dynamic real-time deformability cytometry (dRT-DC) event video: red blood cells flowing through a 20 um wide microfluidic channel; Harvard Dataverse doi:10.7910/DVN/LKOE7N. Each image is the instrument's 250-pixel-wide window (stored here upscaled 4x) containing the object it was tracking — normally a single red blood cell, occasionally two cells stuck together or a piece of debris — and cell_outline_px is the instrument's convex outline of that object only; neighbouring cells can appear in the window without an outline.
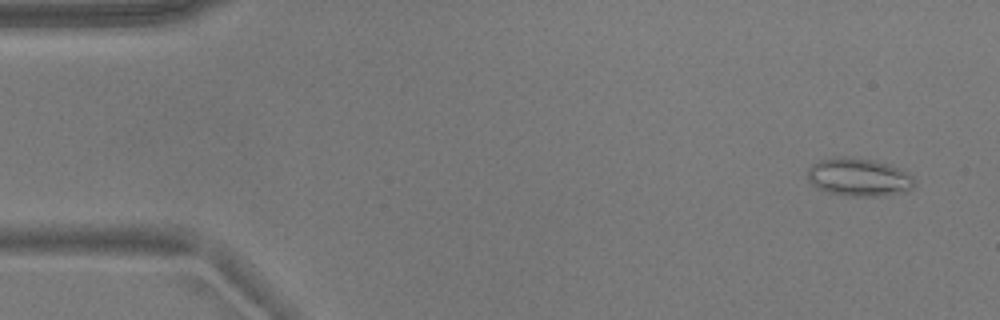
{"species": "common noctule bat (a hibernating species)", "species_latin": "Nyctalus noctula", "temperature_condition": "warm", "stored_images_in_passage": 5, "camera_frame_rate_fps": 3000, "um_per_image_px": 0.085, "animal": {"sex": "male", "body_mass_g": 17.9}, "frame": {"image": 1, "passage_image": 3, "time_ms": 0.667, "image_size_px": [1000, 320], "cell_outline_px": [[916, 184], [908, 192], [884, 196], [844, 196], [828, 192], [816, 188], [808, 180], [808, 168], [812, 164], [820, 160], [844, 156], [872, 160], [888, 164], [908, 172], [916, 180]], "centroid_in_image_um": [73.03, 15.08], "position_along_channel_um": 12.0, "area_um2": 23.99}}